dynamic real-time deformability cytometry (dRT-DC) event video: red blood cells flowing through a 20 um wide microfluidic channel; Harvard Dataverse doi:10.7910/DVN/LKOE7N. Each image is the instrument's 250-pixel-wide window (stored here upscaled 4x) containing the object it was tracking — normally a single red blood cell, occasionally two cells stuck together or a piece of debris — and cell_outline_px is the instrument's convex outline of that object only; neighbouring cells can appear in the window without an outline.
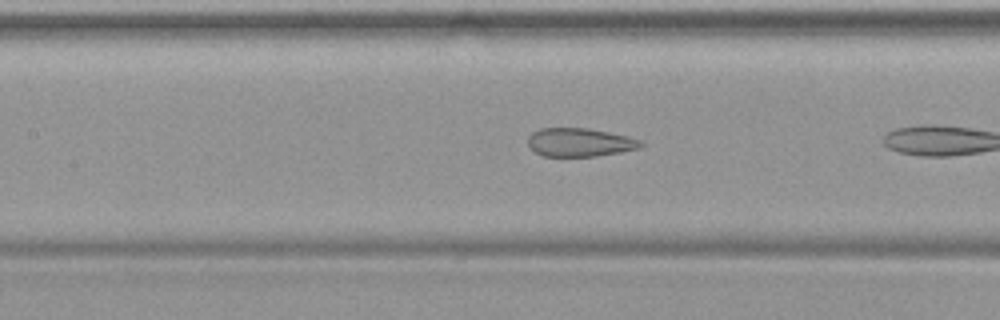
{"species": "common noctule bat (a hibernating species)", "species_latin": "Nyctalus noctula", "temperature_condition": "warm", "stored_images_in_passage": 12, "camera_frame_rate_fps": 3000, "um_per_image_px": 0.085, "animal": {"sex": "female", "body_mass_g": 19.9}, "frame": {"image": 1, "passage_image": 7, "time_ms": 2.0, "image_size_px": [1000, 320], "cell_outline_px": [[644, 144], [640, 148], [620, 152], [596, 156], [544, 156], [536, 152], [528, 144], [528, 136], [532, 132], [540, 128], [588, 128], [628, 136], [640, 140]], "centroid_in_image_um": [49.28, 12.09], "position_along_channel_um": 158.1, "area_um2": 18.67}}
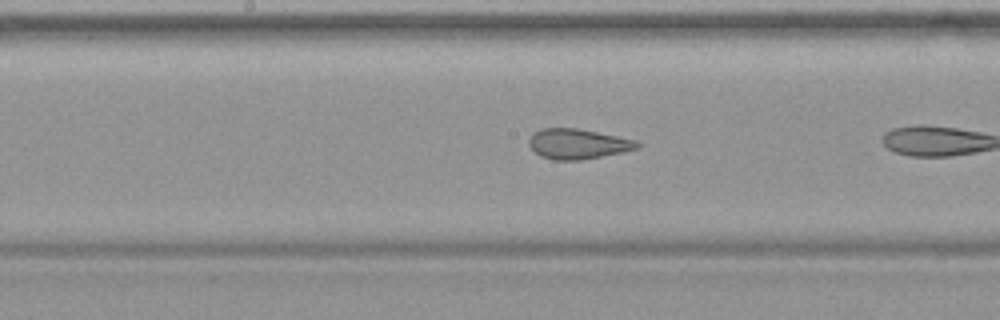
{"frame": {"image": 2, "passage_image": 10, "time_ms": 3.0, "image_size_px": [1000, 320], "cell_outline_px": [[640, 148], [580, 160], [552, 160], [540, 156], [528, 144], [528, 140], [532, 132], [540, 128], [576, 128], [636, 140], [640, 144]], "centroid_in_image_um": [49.06, 12.22], "position_along_channel_um": 199.1, "area_um2": 18.9}}